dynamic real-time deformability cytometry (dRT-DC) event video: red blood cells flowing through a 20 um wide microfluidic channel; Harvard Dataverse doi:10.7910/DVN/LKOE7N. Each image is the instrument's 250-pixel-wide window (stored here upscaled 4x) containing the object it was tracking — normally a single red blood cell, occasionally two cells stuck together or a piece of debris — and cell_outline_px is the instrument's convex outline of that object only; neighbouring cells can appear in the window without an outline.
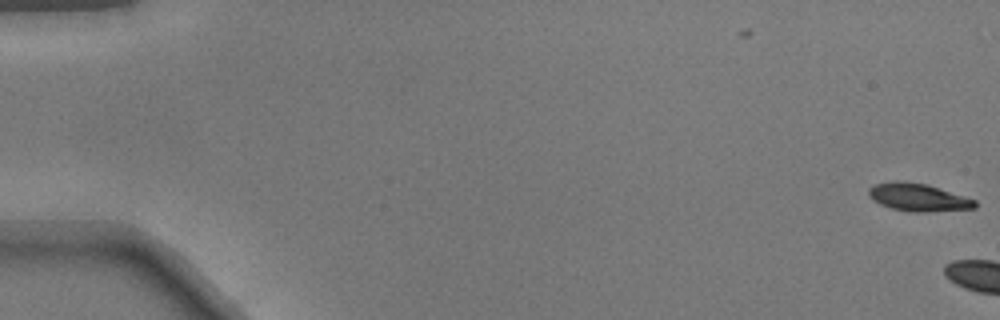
{"species": "common noctule bat (a hibernating species)", "species_latin": "Nyctalus noctula", "temperature_condition": "warm", "stored_images_in_passage": 5, "camera_frame_rate_fps": 3000, "um_per_image_px": 0.085, "animal": {"sex": "male", "body_mass_g": 17.9}, "frame": {"image": 1, "passage_image": 5, "time_ms": 1.333, "image_size_px": [1000, 320], "cell_outline_px": [[976, 208], [928, 212], [912, 212], [892, 208], [880, 204], [872, 200], [868, 196], [868, 188], [872, 184], [892, 180], [900, 180], [928, 184], [976, 200]], "centroid_in_image_um": [78.0, 16.75], "position_along_channel_um": 7.0, "area_um2": 17.46}}